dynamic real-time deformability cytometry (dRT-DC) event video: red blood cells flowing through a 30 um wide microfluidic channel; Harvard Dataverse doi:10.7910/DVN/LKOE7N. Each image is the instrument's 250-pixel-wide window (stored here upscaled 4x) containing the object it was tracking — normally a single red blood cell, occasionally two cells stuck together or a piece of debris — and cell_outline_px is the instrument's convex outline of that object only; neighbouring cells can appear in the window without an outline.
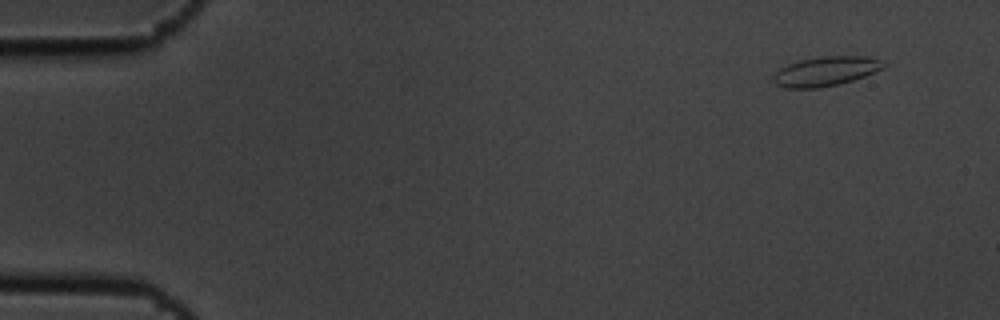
{"species": "common noctule bat (a hibernating species)", "species_latin": "Nyctalus noctula", "temperature_condition": "cold", "stored_images_in_passage": 10, "camera_frame_rate_fps": 3000, "um_per_image_px": 0.085, "animal": {"sex": "male", "body_mass_g": 19.5, "forearm_length_mm": 54.6}, "frame": {"image": 1, "passage_image": 1, "time_ms": 0.0, "image_size_px": [1000, 320], "cell_outline_px": [[888, 64], [884, 68], [864, 76], [852, 80], [820, 88], [788, 88], [776, 84], [772, 80], [772, 76], [780, 68], [788, 64], [800, 60], [824, 56], [864, 56], [880, 60]], "centroid_in_image_um": [70.18, 6.05], "position_along_channel_um": 14.8, "area_um2": 18.79}}
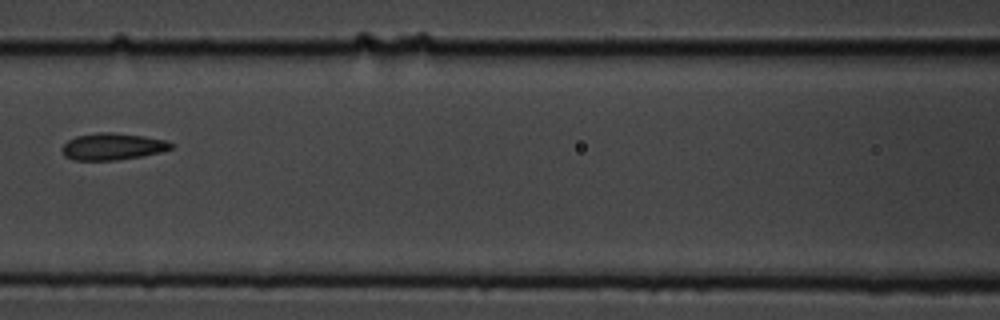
{"frame": {"image": 2, "passage_image": 7, "time_ms": 2.0, "image_size_px": [1000, 320], "cell_outline_px": [[172, 148], [160, 152], [140, 156], [116, 160], [72, 160], [64, 156], [60, 148], [68, 140], [76, 136], [100, 132], [112, 132], [144, 136], [168, 140], [172, 144]], "centroid_in_image_um": [9.53, 12.45], "position_along_channel_um": 157.1, "area_um2": 17.05}}
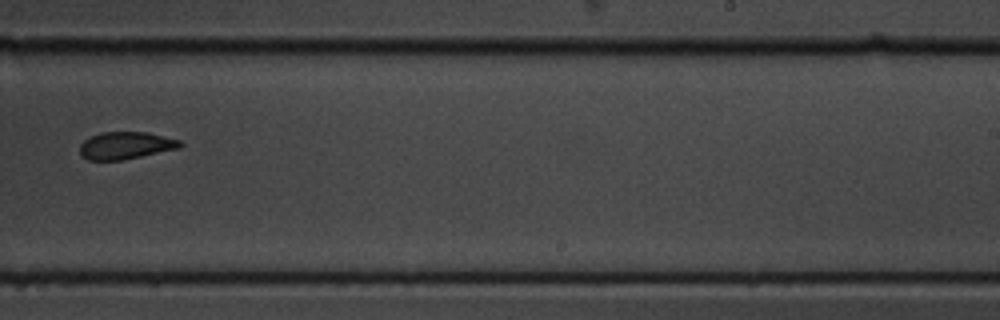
{"frame": {"image": 3, "passage_image": 10, "time_ms": 3.0, "image_size_px": [1000, 320], "cell_outline_px": [[184, 144], [180, 148], [120, 160], [88, 160], [80, 156], [80, 144], [88, 136], [100, 132], [148, 132], [180, 140]], "centroid_in_image_um": [10.65, 12.35], "position_along_channel_um": 278.3, "area_um2": 16.07}}